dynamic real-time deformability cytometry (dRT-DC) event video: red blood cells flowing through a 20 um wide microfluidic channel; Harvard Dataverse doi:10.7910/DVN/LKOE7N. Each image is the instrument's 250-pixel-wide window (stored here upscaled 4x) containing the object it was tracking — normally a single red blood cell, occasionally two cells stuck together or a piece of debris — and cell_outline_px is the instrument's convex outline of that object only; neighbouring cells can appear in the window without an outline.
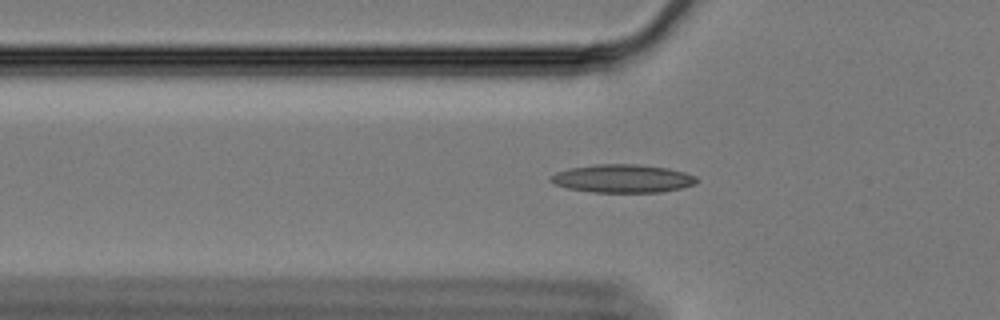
{"species": "Egyptian fruit bat (a non-hibernating species)", "species_latin": "Rousettus aegyptiacus", "temperature_condition": "cold", "stored_images_in_passage": 37, "camera_frame_rate_fps": 3000, "um_per_image_px": 0.085, "animal": {"sex": "female"}, "frame": {"image": 1, "passage_image": 9, "time_ms": 2.667, "image_size_px": [1000, 320], "cell_outline_px": [[700, 180], [696, 184], [680, 188], [660, 192], [592, 192], [568, 188], [556, 184], [548, 180], [548, 176], [556, 172], [568, 168], [596, 164], [636, 164], [668, 168], [684, 172], [696, 176]], "centroid_in_image_um": [52.91, 15.17], "position_along_channel_um": 72.9, "area_um2": 24.1}}
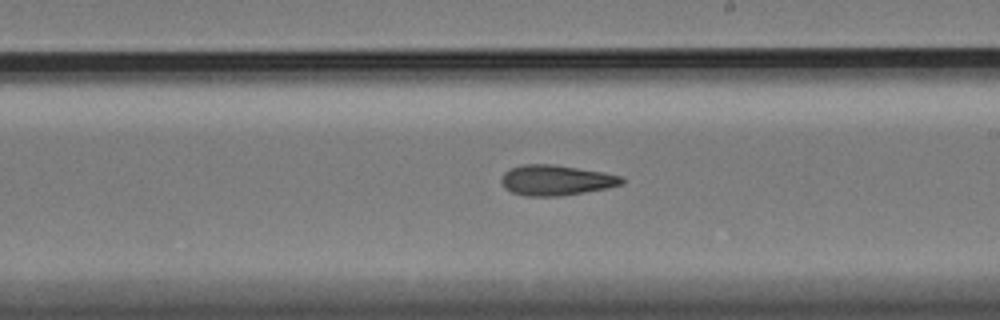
{"frame": {"image": 2, "passage_image": 24, "time_ms": 7.667, "image_size_px": [1000, 320], "cell_outline_px": [[624, 184], [608, 188], [560, 196], [528, 196], [512, 192], [504, 188], [500, 180], [504, 172], [512, 168], [524, 164], [552, 164], [604, 172], [620, 176], [624, 180]], "centroid_in_image_um": [47.26, 15.32], "position_along_channel_um": 241.7, "area_um2": 21.27}}
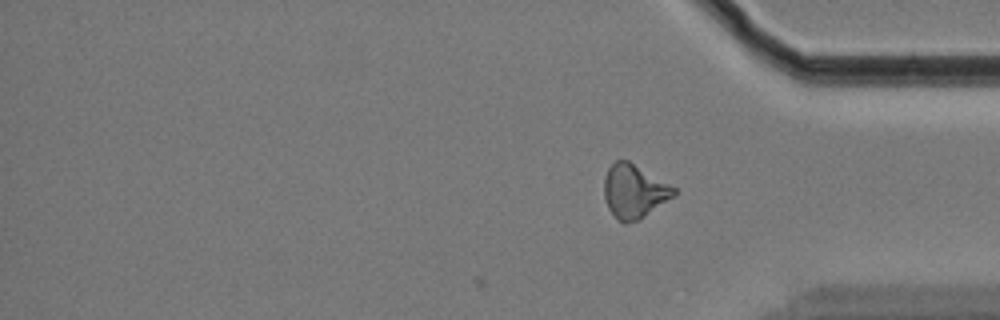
{"frame": {"image": 3, "passage_image": 37, "time_ms": 12.0, "image_size_px": [1000, 320], "cell_outline_px": [[676, 192], [672, 196], [636, 220], [628, 224], [624, 224], [608, 208], [604, 196], [604, 176], [608, 168], [616, 160], [628, 160], [676, 188]], "centroid_in_image_um": [53.85, 16.22], "position_along_channel_um": 381.4, "area_um2": 21.15}, "authors_computed_cell_mechanics": {"area_um2": 21.097, "velocity_mm_per_s": 3.3572, "shape_relaxation_time_tau1_ms": null, "shape_relaxation_time_tau2_ms": 5.7136, "deformation_change_tau1": null, "deformation_change_tau2": 0.151}}